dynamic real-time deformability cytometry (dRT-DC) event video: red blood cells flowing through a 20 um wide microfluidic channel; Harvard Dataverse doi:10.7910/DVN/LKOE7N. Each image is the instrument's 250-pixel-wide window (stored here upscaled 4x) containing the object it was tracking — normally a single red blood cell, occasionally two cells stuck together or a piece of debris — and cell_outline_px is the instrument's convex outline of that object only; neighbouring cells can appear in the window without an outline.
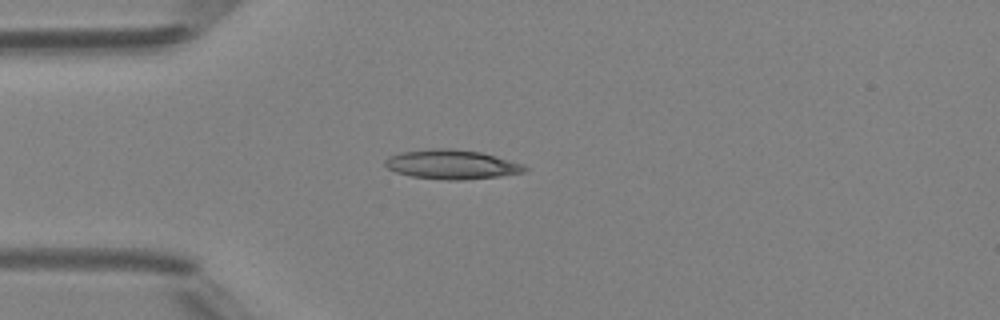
{"species": "Egyptian fruit bat (a non-hibernating species)", "species_latin": "Rousettus aegyptiacus", "temperature_condition": "room temperature", "stored_images_in_passage": 36, "camera_frame_rate_fps": 3000, "um_per_image_px": 0.085, "animal": {"sex": "female"}, "frame": {"image": 1, "passage_image": 1, "time_ms": 0.0, "image_size_px": [1000, 320], "cell_outline_px": [[528, 168], [524, 172], [500, 176], [460, 180], [448, 180], [412, 176], [396, 172], [388, 168], [384, 164], [384, 160], [388, 156], [400, 152], [432, 148], [452, 148], [480, 152], [496, 156], [524, 164]], "centroid_in_image_um": [38.39, 13.97], "position_along_channel_um": 46.6, "area_um2": 23.87}}
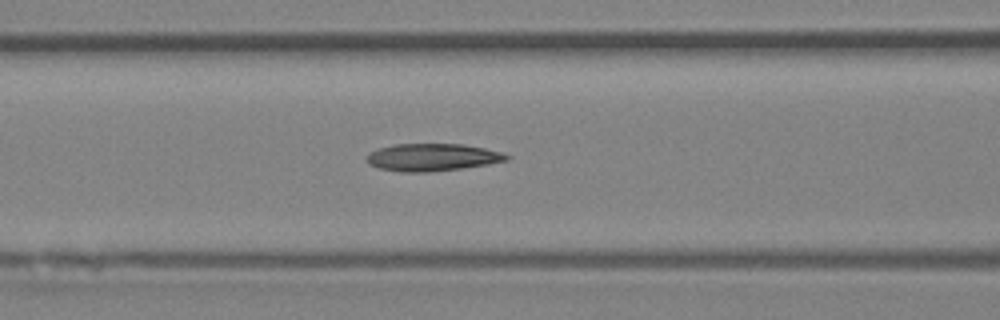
{"frame": {"image": 2, "passage_image": 8, "time_ms": 2.333, "image_size_px": [1000, 320], "cell_outline_px": [[512, 156], [508, 160], [488, 164], [460, 168], [428, 172], [400, 172], [380, 168], [368, 164], [368, 156], [372, 152], [380, 148], [392, 144], [464, 144], [484, 148], [500, 152]], "centroid_in_image_um": [36.77, 13.37], "position_along_channel_um": 129.8, "area_um2": 22.14}}
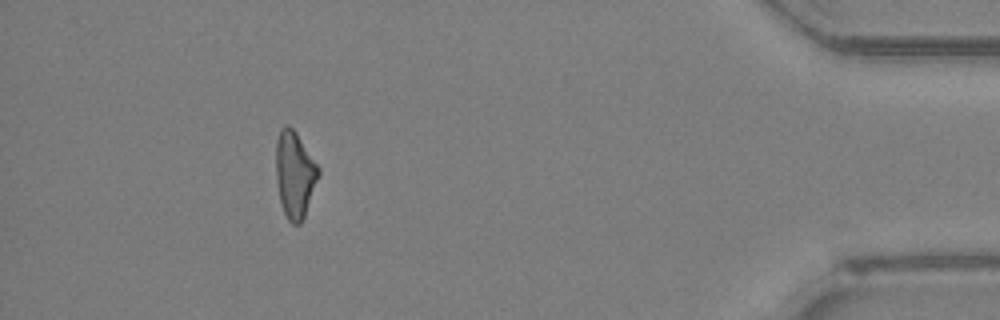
{"frame": {"image": 3, "passage_image": 32, "time_ms": 10.333, "image_size_px": [1000, 320], "cell_outline_px": [[320, 172], [304, 216], [300, 224], [292, 224], [288, 220], [284, 212], [280, 200], [276, 180], [276, 140], [280, 128], [284, 124], [288, 124], [296, 132], [320, 168]], "centroid_in_image_um": [25.04, 14.79], "position_along_channel_um": 410.2, "area_um2": 21.33}, "authors_computed_cell_mechanics": {"area_um2": 21.964, "velocity_mm_per_s": 4.2456, "shape_relaxation_time_tau1_ms": 6.8635, "shape_relaxation_time_tau2_ms": 5.4493, "deformation_change_tau1": 0.2144, "deformation_change_tau2": 0.1866}}